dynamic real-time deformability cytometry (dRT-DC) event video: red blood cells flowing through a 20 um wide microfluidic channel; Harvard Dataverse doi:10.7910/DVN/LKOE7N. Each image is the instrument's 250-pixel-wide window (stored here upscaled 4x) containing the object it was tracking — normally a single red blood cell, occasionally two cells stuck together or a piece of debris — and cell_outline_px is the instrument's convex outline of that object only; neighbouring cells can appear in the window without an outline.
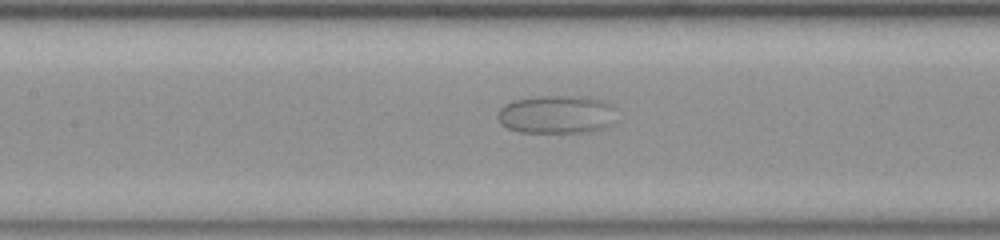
{"species": "common noctule bat (a hibernating species)", "species_latin": "Nyctalus noctula", "temperature_condition": "room temperature", "stored_images_in_passage": 55, "camera_frame_rate_fps": 3000, "um_per_image_px": 0.085, "animal": {"sex": "female", "body_mass_g": 23.0, "forearm_length_mm": 53.4}, "frame": {"image": 1, "passage_image": 25, "time_ms": 8.0, "image_size_px": [1000, 240], "cell_outline_px": [[612, 104], [608, 124], [600, 128], [584, 132], [520, 132], [508, 128], [500, 124], [496, 116], [500, 108], [504, 104], [512, 100], [536, 96], [588, 96], [604, 100]], "centroid_in_image_um": [47.18, 9.7], "position_along_channel_um": 160.2, "area_um2": 26.18}}
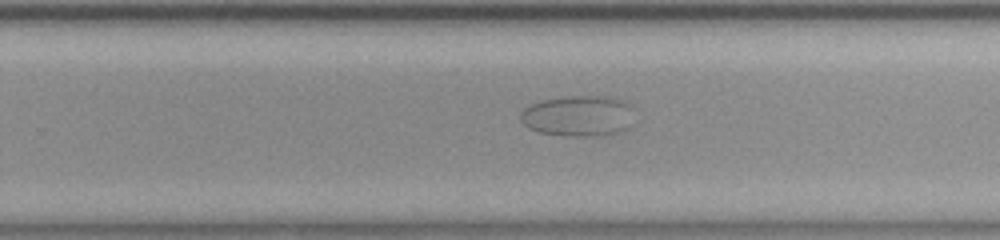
{"frame": {"image": 2, "passage_image": 35, "time_ms": 11.333, "image_size_px": [1000, 240], "cell_outline_px": [[632, 108], [616, 128], [612, 132], [592, 136], [576, 136], [540, 132], [528, 128], [520, 120], [520, 112], [524, 108], [540, 100], [564, 96], [612, 96], [624, 100], [632, 104]], "centroid_in_image_um": [48.96, 9.79], "position_along_channel_um": 280.8, "area_um2": 25.89}}
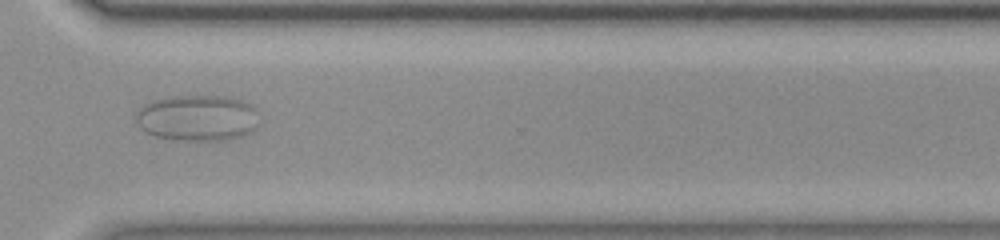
{"frame": {"image": 3, "passage_image": 41, "time_ms": 13.333, "image_size_px": [1000, 240], "cell_outline_px": [[256, 108], [252, 128], [248, 132], [224, 140], [184, 140], [156, 136], [144, 132], [136, 124], [136, 112], [148, 100], [172, 96], [228, 96], [240, 100]], "centroid_in_image_um": [16.65, 10.0], "position_along_channel_um": 353.9, "area_um2": 32.6}}